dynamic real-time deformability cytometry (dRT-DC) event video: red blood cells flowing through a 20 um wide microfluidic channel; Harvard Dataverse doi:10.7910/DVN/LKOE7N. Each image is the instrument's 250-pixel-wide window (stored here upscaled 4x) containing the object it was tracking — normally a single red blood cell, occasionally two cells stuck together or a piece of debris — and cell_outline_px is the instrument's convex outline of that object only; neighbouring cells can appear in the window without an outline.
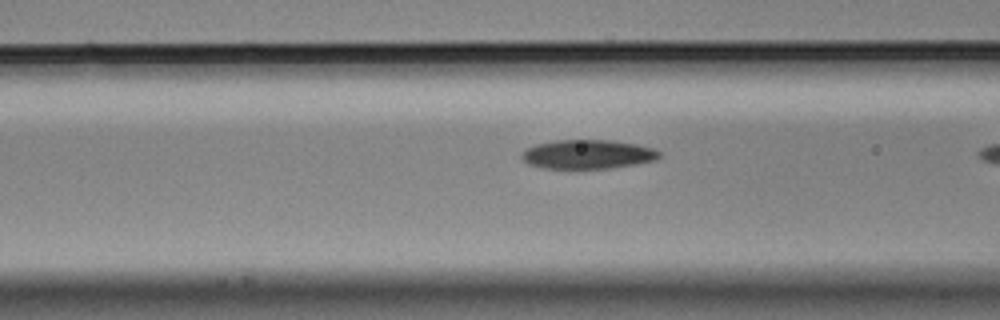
{"species": "Egyptian fruit bat (a non-hibernating species)", "species_latin": "Rousettus aegyptiacus", "temperature_condition": "cold", "stored_images_in_passage": 19, "camera_frame_rate_fps": 3000, "um_per_image_px": 0.085, "animal": {"sex": "male"}, "frame": {"image": 1, "passage_image": 18, "time_ms": 5.667, "image_size_px": [1000, 320], "cell_outline_px": [[660, 156], [656, 160], [636, 164], [608, 168], [576, 172], [540, 168], [528, 164], [520, 156], [528, 148], [536, 144], [556, 140], [612, 140], [636, 144], [652, 148], [660, 152]], "centroid_in_image_um": [49.91, 13.16], "position_along_channel_um": 116.7, "area_um2": 24.16}}